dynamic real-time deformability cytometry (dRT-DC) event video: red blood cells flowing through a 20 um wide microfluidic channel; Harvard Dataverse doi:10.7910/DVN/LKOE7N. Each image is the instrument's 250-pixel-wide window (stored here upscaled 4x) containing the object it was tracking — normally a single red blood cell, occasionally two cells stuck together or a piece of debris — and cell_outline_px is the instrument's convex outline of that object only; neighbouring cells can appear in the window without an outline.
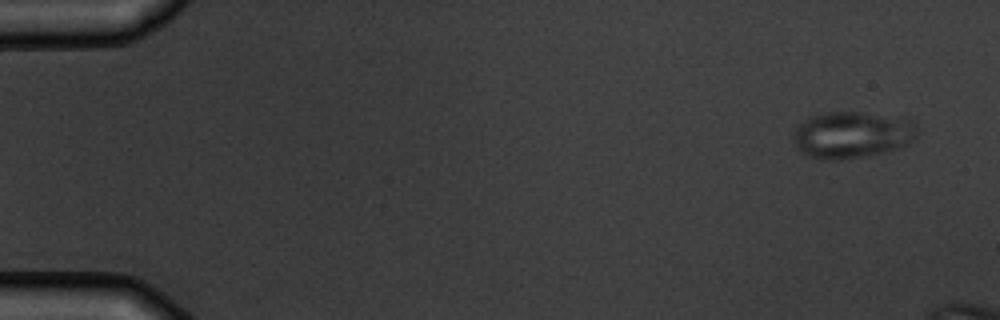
{"species": "common noctule bat (a hibernating species)", "species_latin": "Nyctalus noctula", "temperature_condition": "warm", "stored_images_in_passage": 4, "camera_frame_rate_fps": 3000, "um_per_image_px": 0.085, "animal": {"sex": "male", "body_mass_g": 19.5, "forearm_length_mm": 54.6}, "frame": {"image": 1, "passage_image": 1, "time_ms": 0.0, "image_size_px": [1000, 320], "cell_outline_px": [[916, 136], [908, 144], [884, 152], [848, 160], [820, 160], [808, 156], [800, 152], [796, 148], [792, 140], [792, 136], [796, 128], [808, 116], [824, 112], [864, 112], [912, 120], [916, 132]], "centroid_in_image_um": [72.34, 11.48], "position_along_channel_um": 12.7, "area_um2": 33.99}}